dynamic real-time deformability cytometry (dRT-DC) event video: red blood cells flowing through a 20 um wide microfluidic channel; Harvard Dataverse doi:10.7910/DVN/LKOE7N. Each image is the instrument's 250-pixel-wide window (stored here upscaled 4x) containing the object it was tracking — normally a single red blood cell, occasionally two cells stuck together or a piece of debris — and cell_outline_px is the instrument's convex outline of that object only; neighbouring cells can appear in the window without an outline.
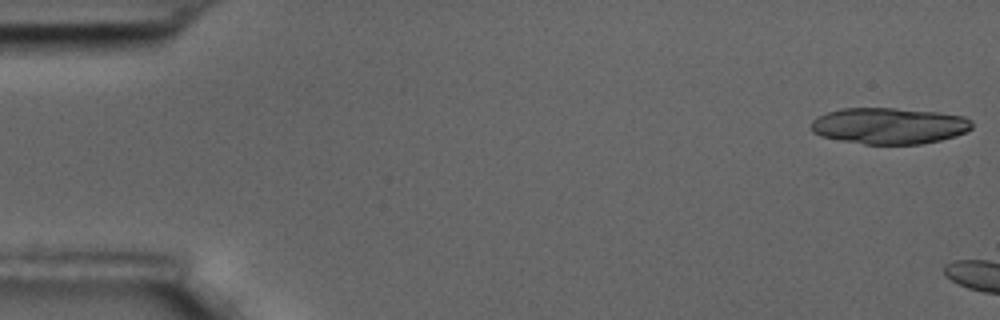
{"species": "common noctule bat (a hibernating species)", "species_latin": "Nyctalus noctula", "temperature_condition": "room temperature", "stored_images_in_passage": 8, "camera_frame_rate_fps": 3000, "um_per_image_px": 0.085, "animal": {"sex": "male", "body_mass_g": 17.5, "forearm_length_mm": 52.3}, "frame": {"image": 1, "passage_image": 1, "time_ms": 0.0, "image_size_px": [1000, 320], "cell_outline_px": [[972, 128], [956, 136], [940, 140], [920, 144], [864, 144], [840, 140], [820, 136], [812, 132], [812, 120], [828, 112], [840, 108], [896, 108], [936, 112], [964, 116], [972, 120]], "centroid_in_image_um": [75.58, 10.69], "position_along_channel_um": 9.4, "area_um2": 33.99}}